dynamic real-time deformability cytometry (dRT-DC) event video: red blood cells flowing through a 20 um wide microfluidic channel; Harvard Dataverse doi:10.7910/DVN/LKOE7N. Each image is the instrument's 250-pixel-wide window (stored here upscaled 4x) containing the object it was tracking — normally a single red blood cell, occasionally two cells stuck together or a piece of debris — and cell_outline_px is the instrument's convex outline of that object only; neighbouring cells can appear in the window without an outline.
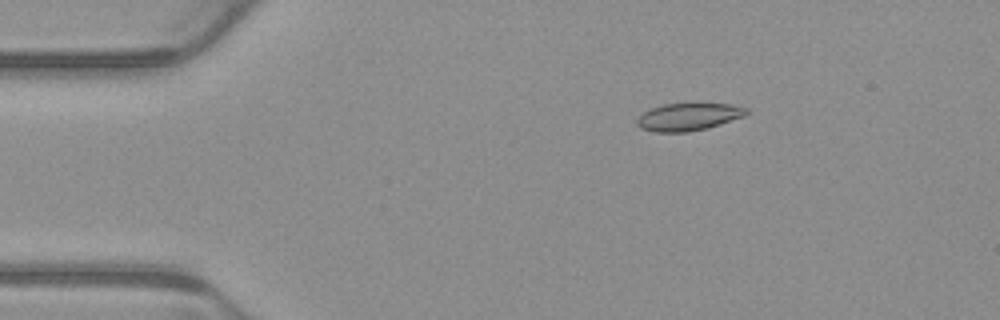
{"species": "common noctule bat (a hibernating species)", "species_latin": "Nyctalus noctula", "temperature_condition": "warm", "stored_images_in_passage": 5, "camera_frame_rate_fps": 3000, "um_per_image_px": 0.085, "animal": {"sex": "male", "body_mass_g": 23.1, "forearm_length_mm": 52.7}, "frame": {"image": 1, "passage_image": 3, "time_ms": 0.667, "image_size_px": [1000, 320], "cell_outline_px": [[748, 112], [744, 116], [708, 128], [688, 132], [652, 132], [640, 128], [636, 124], [636, 120], [644, 112], [652, 108], [664, 104], [732, 104], [748, 108]], "centroid_in_image_um": [58.51, 9.94], "position_along_channel_um": 26.5, "area_um2": 17.46}}
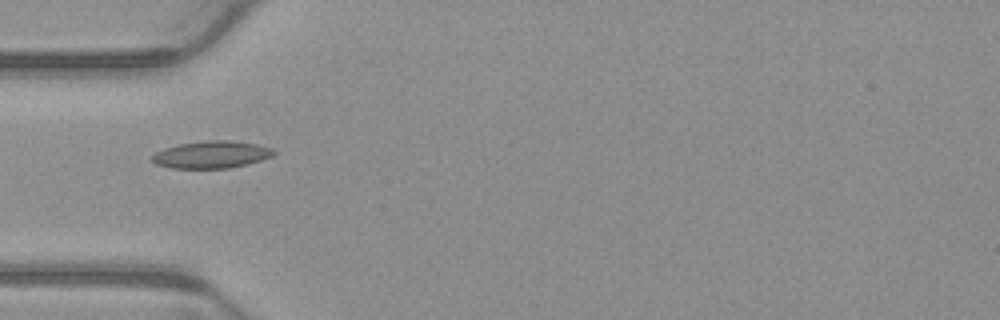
{"frame": {"image": 2, "passage_image": 5, "time_ms": 1.333, "image_size_px": [1000, 320], "cell_outline_px": [[276, 152], [272, 156], [248, 164], [228, 168], [172, 168], [156, 164], [152, 160], [152, 156], [156, 152], [164, 148], [180, 144], [208, 140], [228, 140], [256, 144], [272, 148]], "centroid_in_image_um": [17.98, 13.14], "position_along_channel_um": 67.0, "area_um2": 19.13}}